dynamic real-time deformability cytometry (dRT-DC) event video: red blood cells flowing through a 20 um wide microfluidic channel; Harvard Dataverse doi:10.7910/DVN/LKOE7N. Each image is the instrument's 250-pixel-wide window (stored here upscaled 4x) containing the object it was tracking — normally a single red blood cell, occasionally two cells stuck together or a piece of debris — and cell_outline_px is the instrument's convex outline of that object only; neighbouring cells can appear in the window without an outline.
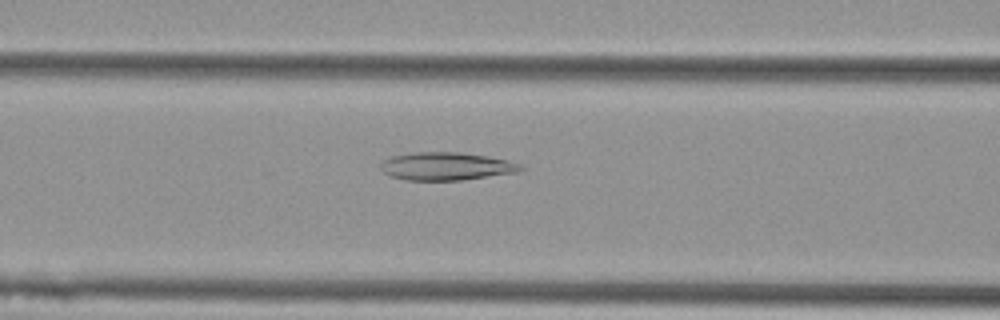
{"species": "Egyptian fruit bat (a non-hibernating species)", "species_latin": "Rousettus aegyptiacus", "temperature_condition": "cold", "stored_images_in_passage": 52, "camera_frame_rate_fps": 3000, "um_per_image_px": 0.085, "animal": {"sex": "female"}, "frame": {"image": 1, "passage_image": 21, "time_ms": 6.667, "image_size_px": [1000, 320], "cell_outline_px": [[524, 168], [520, 172], [460, 180], [404, 180], [392, 176], [384, 172], [380, 168], [380, 164], [384, 160], [392, 156], [412, 152], [460, 152], [488, 156], [508, 160], [520, 164]], "centroid_in_image_um": [37.95, 14.13], "position_along_channel_um": 128.7, "area_um2": 22.83}}
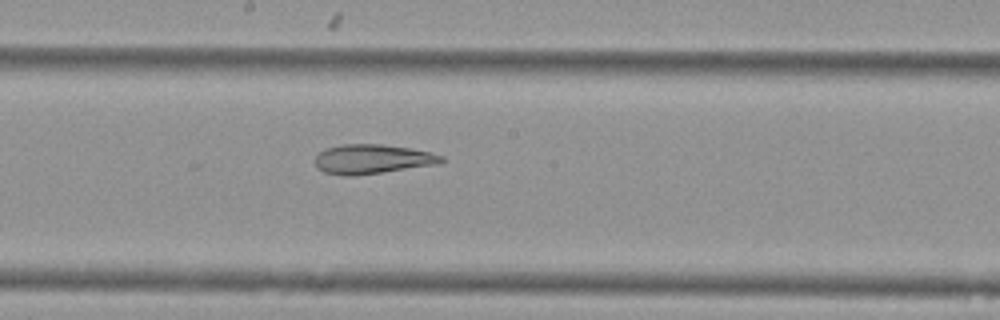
{"frame": {"image": 2, "passage_image": 28, "time_ms": 9.0, "image_size_px": [1000, 320], "cell_outline_px": [[448, 160], [440, 164], [352, 176], [344, 176], [324, 172], [316, 168], [316, 156], [324, 148], [344, 144], [380, 144], [412, 148], [444, 156]], "centroid_in_image_um": [31.67, 13.52], "position_along_channel_um": 216.5, "area_um2": 21.79}}
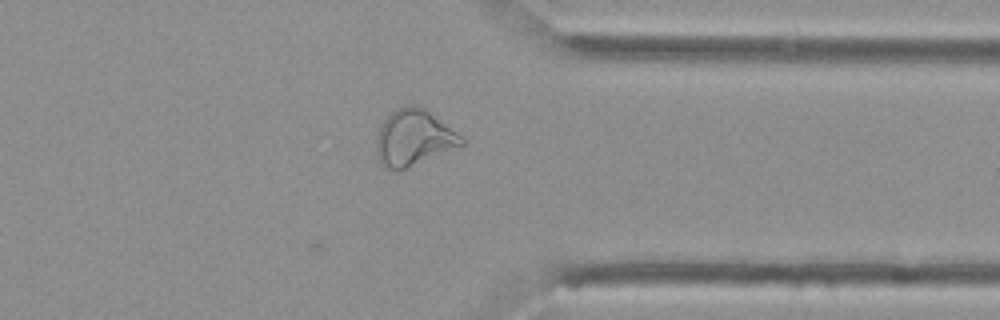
{"frame": {"image": 3, "passage_image": 41, "time_ms": 13.333, "image_size_px": [1000, 320], "cell_outline_px": [[464, 144], [396, 172], [384, 168], [380, 164], [376, 152], [376, 140], [380, 124], [396, 108], [404, 104], [416, 104], [424, 108], [456, 132], [464, 140]], "centroid_in_image_um": [35.09, 11.71], "position_along_channel_um": 376.3, "area_um2": 27.63}, "authors_computed_cell_mechanics": {"area_um2": 22.542, "velocity_mm_per_s": 3.7902, "shape_relaxation_time_tau1_ms": null, "shape_relaxation_time_tau2_ms": 5.0249, "deformation_change_tau1": null, "deformation_change_tau2": 0.145}}